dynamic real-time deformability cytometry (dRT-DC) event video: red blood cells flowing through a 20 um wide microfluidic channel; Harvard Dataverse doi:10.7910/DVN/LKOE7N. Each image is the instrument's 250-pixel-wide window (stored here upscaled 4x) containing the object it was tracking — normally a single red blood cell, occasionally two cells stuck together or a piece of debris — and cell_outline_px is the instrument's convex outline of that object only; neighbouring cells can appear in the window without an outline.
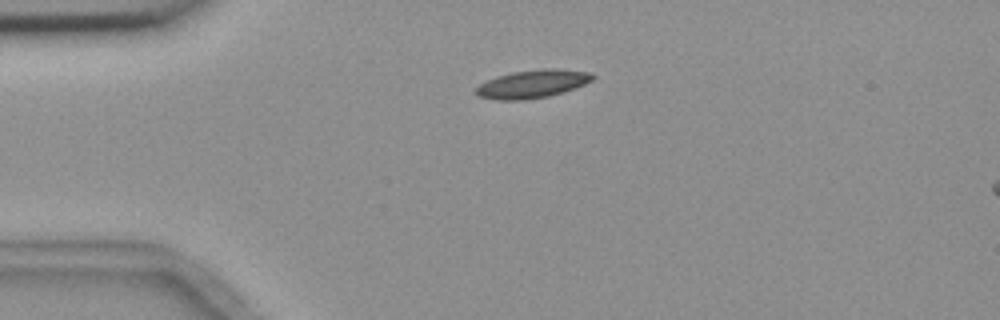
{"species": "common noctule bat (a hibernating species)", "species_latin": "Nyctalus noctula", "temperature_condition": "room temperature", "stored_images_in_passage": 2, "segment_of_instrument_passage": [1, 2], "camera_frame_rate_fps": 3000, "um_per_image_px": 0.085, "animal": {"sex": "female", "body_mass_g": 18.4}, "frame": {"image": 1, "passage_image": 1, "time_ms": 0.0, "image_size_px": [1000, 320], "cell_outline_px": [[596, 76], [592, 80], [584, 84], [564, 92], [548, 96], [524, 100], [496, 100], [480, 96], [472, 92], [480, 84], [496, 76], [512, 72], [544, 68], [556, 68], [592, 72]], "centroid_in_image_um": [45.27, 7.13], "position_along_channel_um": 39.7, "area_um2": 19.25}}